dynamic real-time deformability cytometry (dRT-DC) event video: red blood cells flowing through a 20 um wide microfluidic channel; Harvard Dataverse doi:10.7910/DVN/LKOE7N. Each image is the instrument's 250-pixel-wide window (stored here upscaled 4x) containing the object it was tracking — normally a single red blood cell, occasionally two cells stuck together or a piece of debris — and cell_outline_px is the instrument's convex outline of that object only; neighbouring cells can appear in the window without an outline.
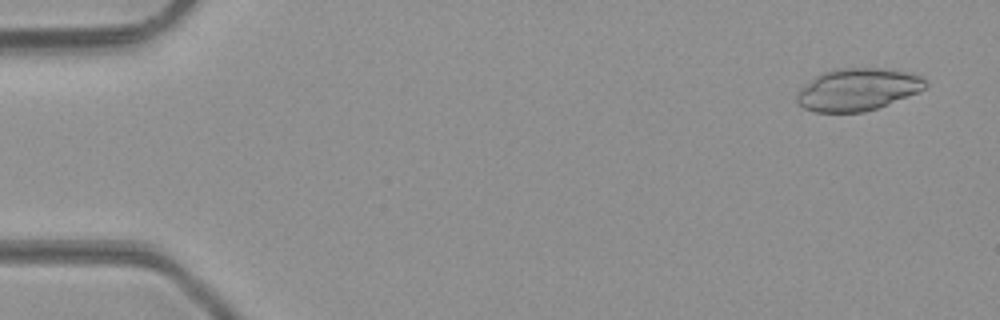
{"species": "common noctule bat (a hibernating species)", "species_latin": "Nyctalus noctula", "temperature_condition": "room temperature", "stored_images_in_passage": 12, "camera_frame_rate_fps": 3000, "um_per_image_px": 0.085, "animal": {"sex": "male", "body_mass_g": 23.1, "forearm_length_mm": 52.7}, "frame": {"image": 1, "passage_image": 1, "time_ms": 0.0, "image_size_px": [1000, 320], "cell_outline_px": [[928, 84], [924, 88], [916, 92], [876, 108], [864, 112], [812, 112], [804, 108], [796, 100], [796, 96], [800, 88], [816, 76], [824, 72], [840, 68], [884, 68], [908, 72], [920, 76]], "centroid_in_image_um": [72.86, 7.6], "position_along_channel_um": 12.1, "area_um2": 31.27}}